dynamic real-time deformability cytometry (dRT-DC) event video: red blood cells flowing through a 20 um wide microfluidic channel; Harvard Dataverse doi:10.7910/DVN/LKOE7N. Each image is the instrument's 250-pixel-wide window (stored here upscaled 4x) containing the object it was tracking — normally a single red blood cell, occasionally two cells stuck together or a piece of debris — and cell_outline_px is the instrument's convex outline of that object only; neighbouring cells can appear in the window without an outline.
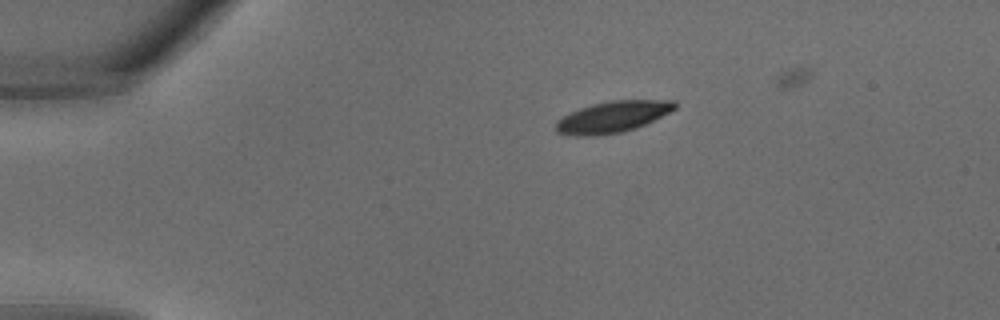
{"species": "common noctule bat (a hibernating species)", "species_latin": "Nyctalus noctula", "temperature_condition": "warm", "stored_images_in_passage": 25, "camera_frame_rate_fps": 3000, "um_per_image_px": 0.085, "animal": {"sex": "male", "body_mass_g": 18.8}, "frame": {"image": 1, "passage_image": 1, "time_ms": 0.0, "image_size_px": [1000, 320], "cell_outline_px": [[676, 108], [636, 128], [620, 132], [596, 136], [576, 136], [556, 132], [556, 120], [580, 108], [592, 104], [612, 100], [672, 100], [676, 104]], "centroid_in_image_um": [52.04, 9.94], "position_along_channel_um": 33.0, "area_um2": 21.39}}
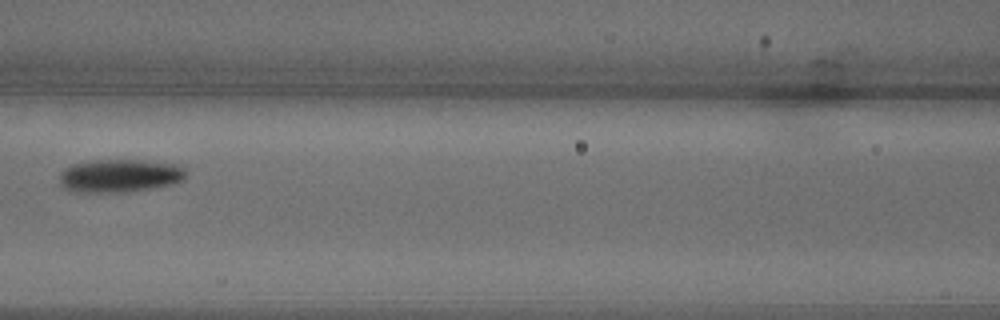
{"frame": {"image": 2, "passage_image": 10, "time_ms": 3.0, "image_size_px": [1000, 320], "cell_outline_px": [[188, 176], [184, 180], [172, 184], [132, 192], [72, 192], [64, 188], [60, 184], [60, 172], [64, 168], [72, 164], [92, 160], [140, 160], [180, 164], [188, 172]], "centroid_in_image_um": [10.21, 14.94], "position_along_channel_um": 156.4, "area_um2": 24.91}}
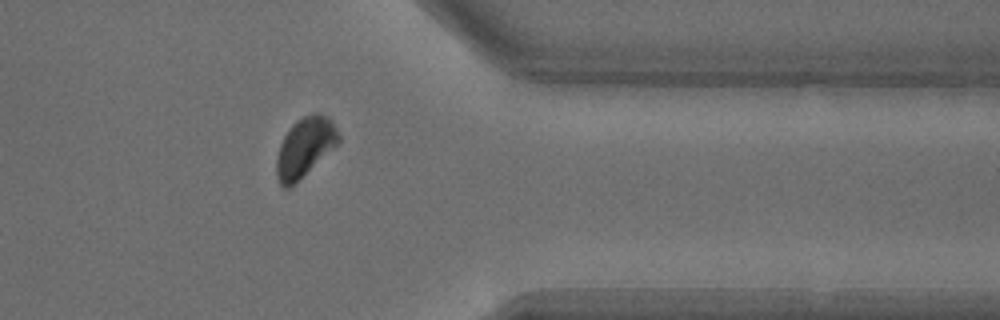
{"frame": {"image": 3, "passage_image": 22, "time_ms": 7.0, "image_size_px": [1000, 320], "cell_outline_px": [[340, 140], [332, 148], [288, 188], [284, 188], [280, 184], [276, 176], [276, 160], [280, 144], [284, 136], [292, 124], [296, 120], [312, 112], [320, 112], [332, 120], [340, 136]], "centroid_in_image_um": [25.89, 12.46], "position_along_channel_um": 385.5, "area_um2": 20.92}}